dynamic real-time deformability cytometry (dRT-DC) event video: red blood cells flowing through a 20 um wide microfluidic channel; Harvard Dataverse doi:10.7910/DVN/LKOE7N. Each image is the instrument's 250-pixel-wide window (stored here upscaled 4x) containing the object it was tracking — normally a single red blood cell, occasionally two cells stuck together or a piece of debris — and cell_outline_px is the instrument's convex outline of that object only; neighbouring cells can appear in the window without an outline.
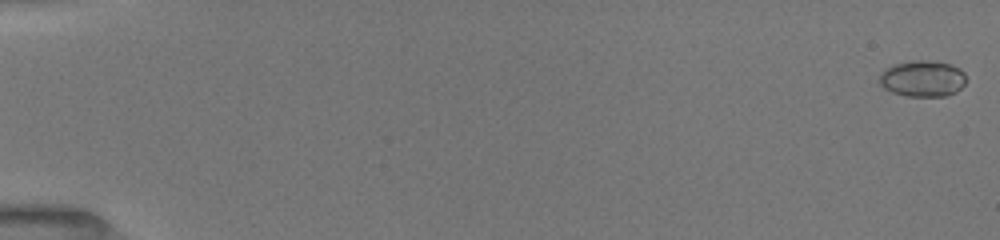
{"species": "common noctule bat (a hibernating species)", "species_latin": "Nyctalus noctula", "temperature_condition": "room temperature", "stored_images_in_passage": 16, "camera_frame_rate_fps": 3000, "um_per_image_px": 0.085, "animal": {"sex": "female", "body_mass_g": 19.5, "forearm_length_mm": 54.1}, "frame": {"image": 1, "passage_image": 1, "time_ms": 0.0, "image_size_px": [1000, 240], "cell_outline_px": [[964, 84], [956, 92], [948, 96], [904, 96], [892, 92], [884, 88], [880, 84], [880, 72], [884, 68], [892, 64], [912, 60], [924, 60], [948, 64], [960, 68], [964, 72]], "centroid_in_image_um": [78.38, 6.68], "position_along_channel_um": 6.6, "area_um2": 18.38}}
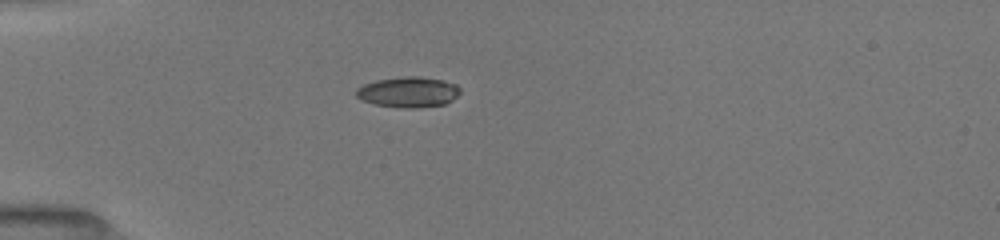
{"frame": {"image": 2, "passage_image": 14, "time_ms": 5.0, "image_size_px": [1000, 240], "cell_outline_px": [[460, 92], [452, 100], [444, 104], [416, 108], [400, 108], [376, 104], [364, 100], [356, 96], [356, 88], [364, 84], [376, 80], [404, 76], [420, 76], [444, 80], [456, 84], [460, 88]], "centroid_in_image_um": [34.72, 7.81], "position_along_channel_um": 50.3, "area_um2": 18.5}}
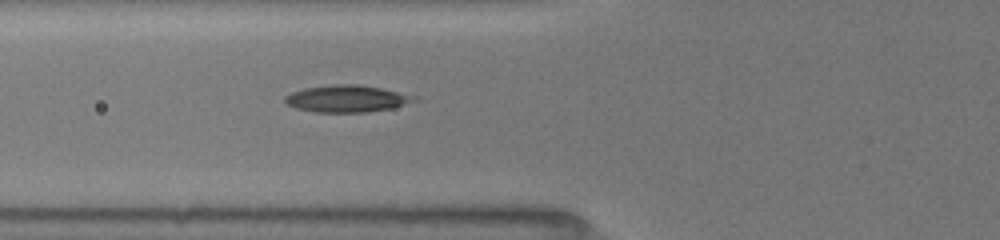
{"frame": {"image": 3, "passage_image": 16, "time_ms": 6.667, "image_size_px": [1000, 240], "cell_outline_px": [[416, 100], [392, 108], [368, 112], [316, 112], [296, 108], [284, 104], [284, 96], [292, 92], [304, 88], [332, 84], [356, 84], [380, 88], [416, 96]], "centroid_in_image_um": [29.41, 8.39], "position_along_channel_um": 96.4, "area_um2": 20.23}}